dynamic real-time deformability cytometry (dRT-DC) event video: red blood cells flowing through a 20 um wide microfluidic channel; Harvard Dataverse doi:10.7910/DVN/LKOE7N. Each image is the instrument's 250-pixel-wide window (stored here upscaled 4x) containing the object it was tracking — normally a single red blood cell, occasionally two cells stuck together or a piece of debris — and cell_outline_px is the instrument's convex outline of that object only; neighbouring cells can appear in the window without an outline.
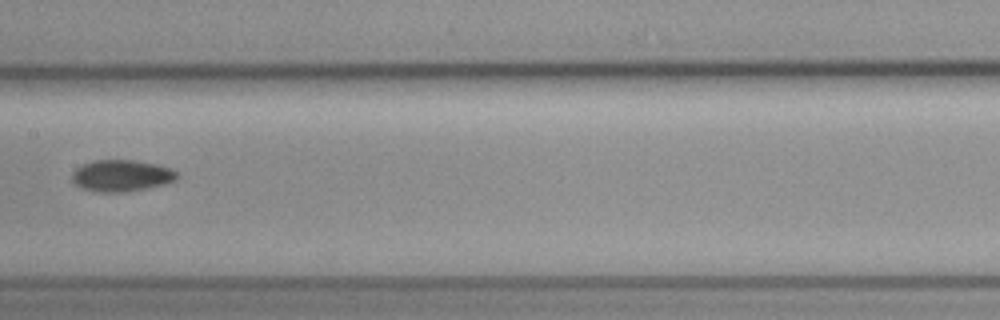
{"species": "common noctule bat (a hibernating species)", "species_latin": "Nyctalus noctula", "temperature_condition": "cold", "stored_images_in_passage": 11, "camera_frame_rate_fps": 3000, "um_per_image_px": 0.085, "animal": {"sex": "female", "body_mass_g": 19.3, "forearm_length_mm": 54.1}, "frame": {"image": 1, "passage_image": 4, "time_ms": 1.0, "image_size_px": [1000, 320], "cell_outline_px": [[180, 176], [176, 180], [164, 184], [148, 188], [124, 192], [96, 192], [84, 188], [76, 184], [72, 180], [72, 172], [76, 168], [92, 160], [132, 160], [156, 164], [172, 168]], "centroid_in_image_um": [10.35, 14.93], "position_along_channel_um": 197.0, "area_um2": 19.36}}
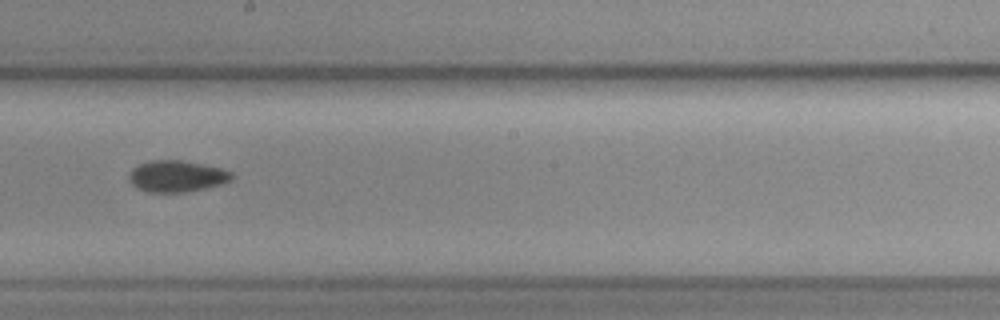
{"frame": {"image": 2, "passage_image": 5, "time_ms": 1.333, "image_size_px": [1000, 320], "cell_outline_px": [[232, 180], [220, 184], [204, 188], [184, 192], [144, 192], [136, 188], [128, 180], [128, 176], [132, 168], [148, 160], [180, 160], [220, 168], [232, 172]], "centroid_in_image_um": [14.96, 14.98], "position_along_channel_um": 233.2, "area_um2": 18.79}}
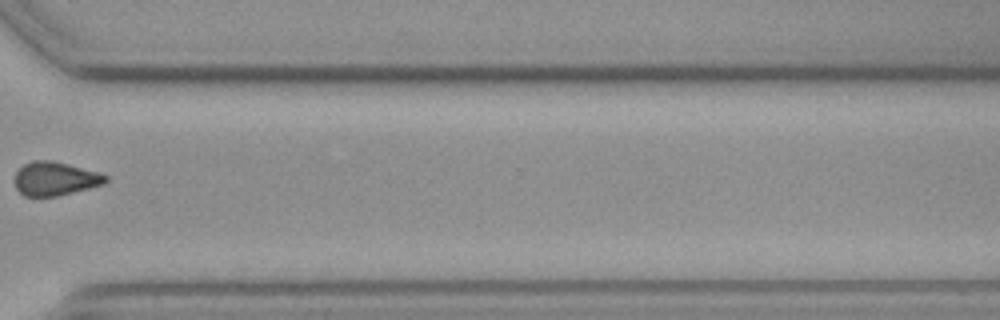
{"frame": {"image": 3, "passage_image": 8, "time_ms": 2.333, "image_size_px": [1000, 320], "cell_outline_px": [[108, 180], [104, 184], [56, 196], [24, 196], [16, 188], [12, 180], [16, 172], [24, 164], [32, 160], [52, 160], [68, 164], [96, 172], [108, 176]], "centroid_in_image_um": [4.63, 15.18], "position_along_channel_um": 366.0, "area_um2": 17.8}}